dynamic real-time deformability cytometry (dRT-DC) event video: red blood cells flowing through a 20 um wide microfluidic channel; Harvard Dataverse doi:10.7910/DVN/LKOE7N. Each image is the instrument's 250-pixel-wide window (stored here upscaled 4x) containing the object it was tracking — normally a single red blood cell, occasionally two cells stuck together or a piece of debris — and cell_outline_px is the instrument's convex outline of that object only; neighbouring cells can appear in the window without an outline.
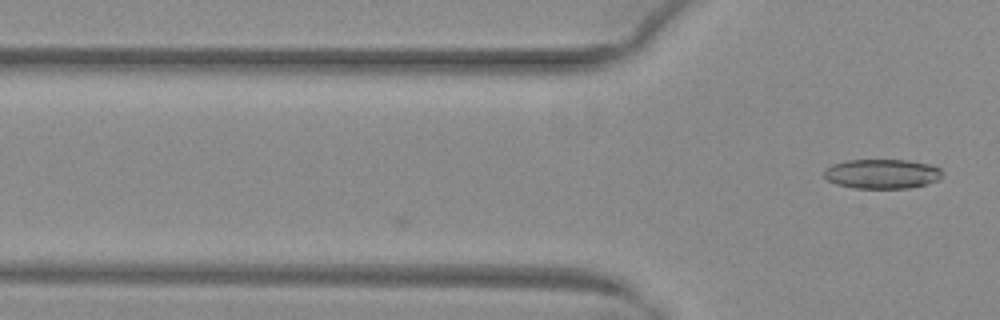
{"species": "common noctule bat (a hibernating species)", "species_latin": "Nyctalus noctula", "temperature_condition": "warm", "stored_images_in_passage": 16, "camera_frame_rate_fps": 3000, "um_per_image_px": 0.085, "animal": {"sex": "female", "body_mass_g": 29.2, "forearm_length_mm": 56.3}, "frame": {"image": 1, "passage_image": 16, "time_ms": 5.0, "image_size_px": [1000, 320], "cell_outline_px": [[940, 176], [936, 180], [924, 184], [908, 188], [856, 188], [836, 184], [828, 180], [824, 176], [824, 168], [832, 164], [844, 160], [908, 160], [932, 164], [940, 168]], "centroid_in_image_um": [74.92, 14.76], "position_along_channel_um": 50.9, "area_um2": 20.29}}